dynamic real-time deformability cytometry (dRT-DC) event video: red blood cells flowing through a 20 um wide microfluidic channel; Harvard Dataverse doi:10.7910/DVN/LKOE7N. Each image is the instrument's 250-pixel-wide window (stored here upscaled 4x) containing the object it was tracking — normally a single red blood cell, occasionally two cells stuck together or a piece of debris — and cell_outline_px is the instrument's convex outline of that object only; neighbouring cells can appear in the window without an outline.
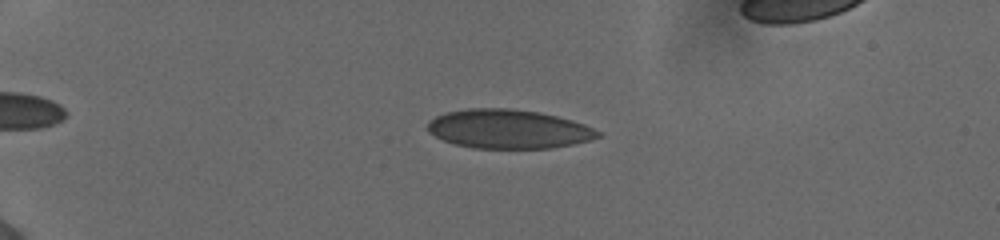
{"species": "human", "species_latin": "Homo sapiens", "temperature_condition": "cold", "stored_images_in_passage": 54, "segment_of_instrument_passage": [1, 2], "camera_frame_rate_fps": 3000, "um_per_image_px": 0.085, "donor": {"sex": "female"}, "frame": {"image": 1, "passage_image": 13, "time_ms": 4.0, "image_size_px": [1000, 240], "cell_outline_px": [[604, 136], [572, 144], [552, 148], [472, 148], [456, 144], [444, 140], [428, 132], [428, 120], [444, 112], [468, 108], [508, 108], [540, 112], [572, 120], [584, 124], [600, 132]], "centroid_in_image_um": [43.21, 10.96], "position_along_channel_um": 41.8, "area_um2": 38.73}}
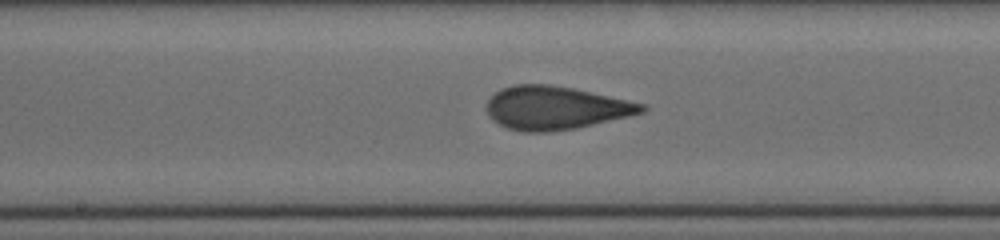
{"frame": {"image": 2, "passage_image": 30, "time_ms": 9.667, "image_size_px": [1000, 240], "cell_outline_px": [[648, 108], [644, 112], [628, 116], [576, 128], [552, 132], [524, 132], [508, 128], [492, 120], [488, 116], [484, 108], [488, 100], [500, 88], [516, 84], [548, 84], [572, 88], [644, 104]], "centroid_in_image_um": [47.15, 9.17], "position_along_channel_um": 201.0, "area_um2": 39.02}}
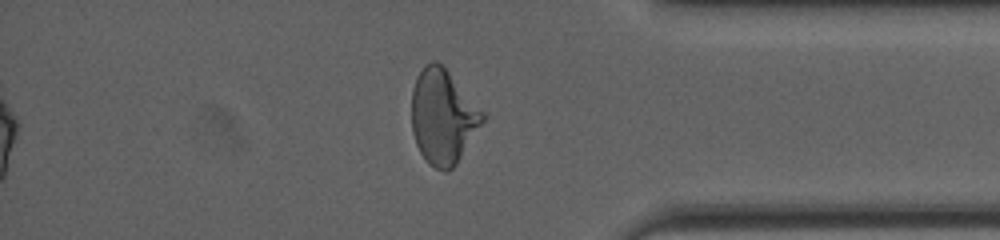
{"frame": {"image": 3, "passage_image": 46, "time_ms": 15.0, "image_size_px": [1000, 240], "cell_outline_px": [[484, 120], [456, 164], [448, 172], [444, 172], [428, 164], [420, 152], [416, 144], [412, 132], [412, 88], [416, 76], [424, 64], [432, 60], [436, 60], [448, 72], [484, 112]], "centroid_in_image_um": [37.61, 9.92], "position_along_channel_um": 397.6, "area_um2": 38.84}}